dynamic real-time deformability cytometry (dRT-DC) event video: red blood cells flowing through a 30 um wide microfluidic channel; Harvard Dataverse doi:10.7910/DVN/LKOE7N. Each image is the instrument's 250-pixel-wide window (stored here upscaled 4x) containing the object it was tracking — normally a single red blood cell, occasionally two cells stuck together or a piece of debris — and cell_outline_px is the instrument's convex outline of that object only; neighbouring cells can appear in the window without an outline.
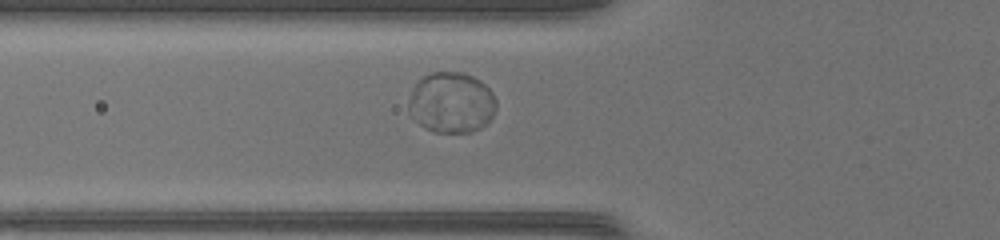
{"species": "common noctule bat (a hibernating species)", "species_latin": "Nyctalus noctula", "temperature_condition": "warm", "stored_images_in_passage": 42, "camera_frame_rate_fps": 3000, "um_per_image_px": 0.085, "animal": {"sex": "female", "body_mass_g": 17.0, "forearm_length_mm": 48.0}, "frame": {"image": 1, "passage_image": 12, "time_ms": 3.667, "image_size_px": [1000, 240], "cell_outline_px": [[496, 108], [492, 116], [480, 128], [472, 132], [432, 132], [424, 128], [420, 124], [408, 108], [408, 104], [412, 88], [416, 80], [432, 72], [464, 72], [480, 80], [492, 92], [496, 100]], "centroid_in_image_um": [38.36, 8.7], "position_along_channel_um": 87.4, "area_um2": 31.04}}
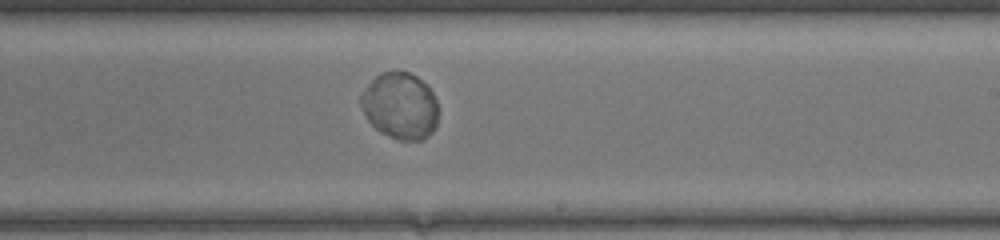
{"frame": {"image": 2, "passage_image": 24, "time_ms": 7.667, "image_size_px": [1000, 240], "cell_outline_px": [[436, 124], [432, 132], [424, 140], [400, 140], [380, 132], [368, 120], [364, 112], [360, 100], [360, 96], [368, 84], [380, 72], [408, 72], [416, 76], [428, 84], [436, 100]], "centroid_in_image_um": [34.02, 8.99], "position_along_channel_um": 255.0, "area_um2": 29.77}}
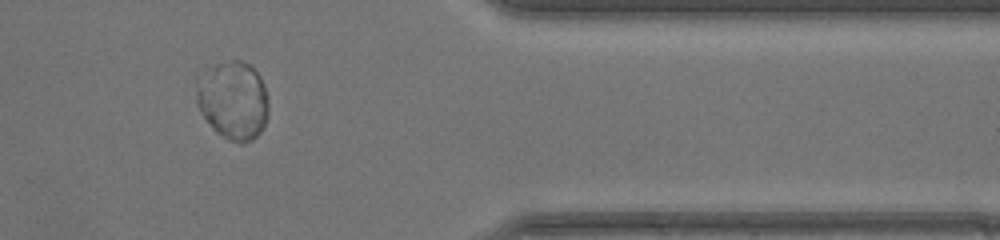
{"frame": {"image": 3, "passage_image": 35, "time_ms": 11.333, "image_size_px": [1000, 240], "cell_outline_px": [[268, 116], [260, 132], [252, 140], [240, 144], [228, 140], [216, 132], [212, 128], [200, 112], [196, 104], [196, 96], [200, 88], [212, 68], [216, 64], [232, 60], [240, 60], [248, 64], [260, 76], [264, 84], [268, 100]], "centroid_in_image_um": [19.89, 8.6], "position_along_channel_um": 391.5, "area_um2": 32.14}}